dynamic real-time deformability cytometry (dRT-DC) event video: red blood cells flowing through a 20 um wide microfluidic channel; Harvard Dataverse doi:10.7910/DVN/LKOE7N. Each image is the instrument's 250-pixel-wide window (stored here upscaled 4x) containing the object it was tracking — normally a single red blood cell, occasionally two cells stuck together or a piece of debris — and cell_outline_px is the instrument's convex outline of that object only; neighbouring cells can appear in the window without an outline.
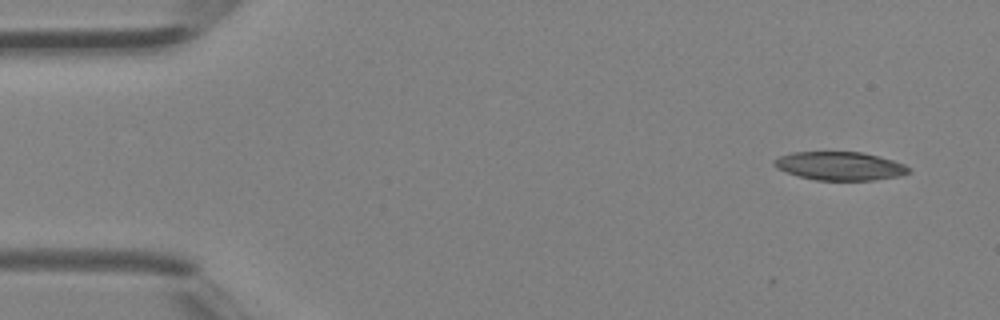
{"species": "Egyptian fruit bat (a non-hibernating species)", "species_latin": "Rousettus aegyptiacus", "temperature_condition": "room temperature", "stored_images_in_passage": 4, "camera_frame_rate_fps": 3000, "um_per_image_px": 0.085, "animal": {"sex": "female"}, "frame": {"image": 1, "passage_image": 1, "time_ms": 0.0, "image_size_px": [1000, 320], "cell_outline_px": [[912, 172], [900, 176], [872, 180], [816, 180], [800, 176], [776, 168], [772, 164], [772, 160], [780, 156], [792, 152], [860, 152], [880, 156], [904, 164]], "centroid_in_image_um": [71.38, 14.1], "position_along_channel_um": 13.6, "area_um2": 22.25}}
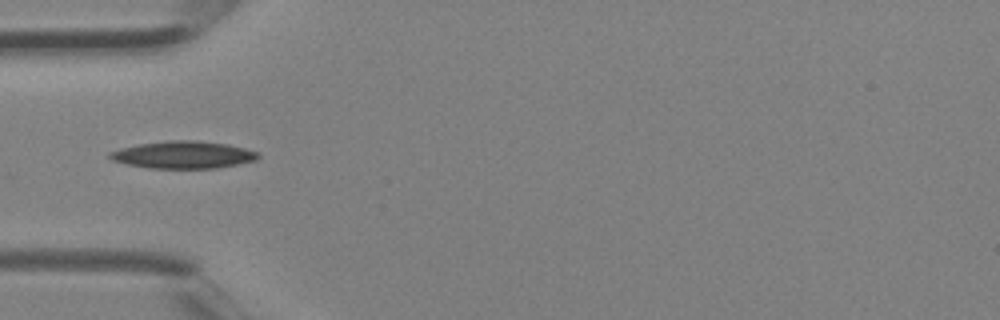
{"frame": {"image": 2, "passage_image": 4, "time_ms": 1.0, "image_size_px": [1000, 320], "cell_outline_px": [[260, 156], [256, 160], [216, 168], [148, 168], [128, 164], [112, 160], [108, 156], [108, 152], [120, 148], [140, 144], [168, 140], [196, 140], [228, 144], [260, 152]], "centroid_in_image_um": [15.58, 13.15], "position_along_channel_um": 69.4, "area_um2": 23.58}}